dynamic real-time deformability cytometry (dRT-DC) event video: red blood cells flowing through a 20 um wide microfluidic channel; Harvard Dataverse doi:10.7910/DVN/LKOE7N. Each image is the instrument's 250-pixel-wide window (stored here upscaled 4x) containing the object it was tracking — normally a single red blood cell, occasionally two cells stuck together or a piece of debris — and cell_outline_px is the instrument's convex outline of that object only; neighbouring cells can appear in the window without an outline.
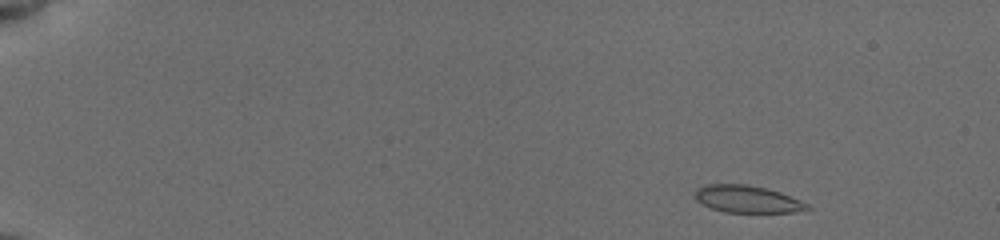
{"species": "common noctule bat (a hibernating species)", "species_latin": "Nyctalus noctula", "temperature_condition": "cold", "stored_images_in_passage": 27, "camera_frame_rate_fps": 3000, "um_per_image_px": 0.085, "animal": {"sex": "female", "body_mass_g": 19.5, "forearm_length_mm": 54.1}, "frame": {"image": 1, "passage_image": 1, "time_ms": 0.0, "image_size_px": [1000, 240], "cell_outline_px": [[812, 208], [792, 212], [724, 212], [712, 208], [696, 200], [696, 188], [704, 184], [748, 184], [768, 188], [780, 192], [800, 200], [808, 204]], "centroid_in_image_um": [63.52, 16.91], "position_along_channel_um": 21.5, "area_um2": 17.74}}
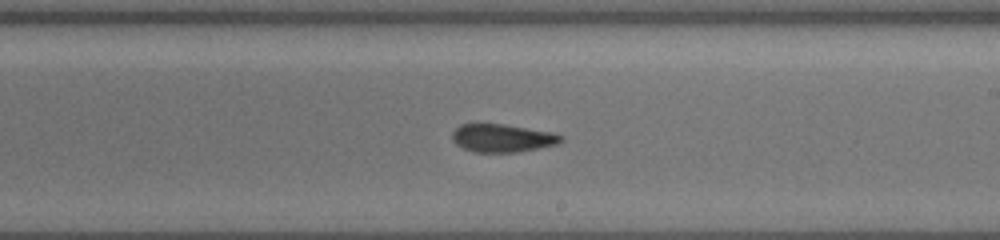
{"frame": {"image": 2, "passage_image": 16, "time_ms": 9.333, "image_size_px": [1000, 240], "cell_outline_px": [[564, 140], [556, 144], [516, 152], [472, 152], [456, 144], [452, 140], [452, 132], [460, 124], [476, 120], [504, 124], [556, 132], [564, 136]], "centroid_in_image_um": [42.65, 11.68], "position_along_channel_um": 246.3, "area_um2": 18.5}}
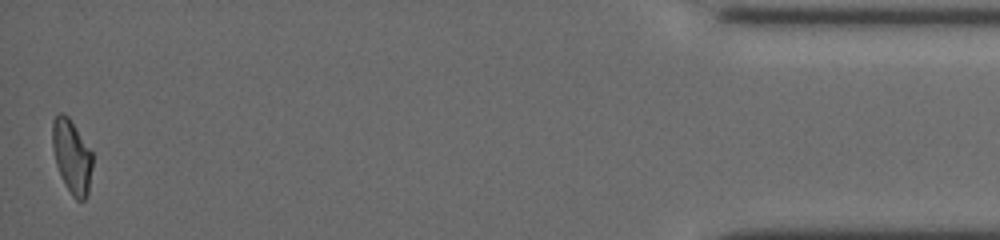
{"frame": {"image": 3, "passage_image": 27, "time_ms": 16.0, "image_size_px": [1000, 240], "cell_outline_px": [[92, 168], [88, 196], [84, 200], [76, 200], [72, 196], [64, 184], [56, 164], [52, 148], [52, 120], [60, 112], [64, 112], [68, 116], [92, 152]], "centroid_in_image_um": [6.1, 13.31], "position_along_channel_um": 429.1, "area_um2": 17.34}, "authors_computed_cell_mechanics": {"area_um2": 18.0914, "velocity_mm_per_s": 3.8288, "shape_relaxation_time_tau1_ms": 5.1513, "shape_relaxation_time_tau2_ms": 2.0035, "deformation_change_tau1": 0.1386, "deformation_change_tau2": 0.0756}}